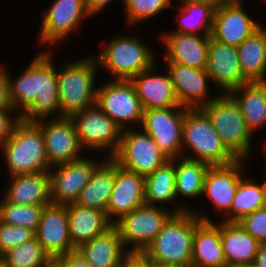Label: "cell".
<instances>
[{
	"label": "cell",
	"instance_id": "cell-45",
	"mask_svg": "<svg viewBox=\"0 0 266 267\" xmlns=\"http://www.w3.org/2000/svg\"><path fill=\"white\" fill-rule=\"evenodd\" d=\"M62 267H92L78 249L57 258Z\"/></svg>",
	"mask_w": 266,
	"mask_h": 267
},
{
	"label": "cell",
	"instance_id": "cell-26",
	"mask_svg": "<svg viewBox=\"0 0 266 267\" xmlns=\"http://www.w3.org/2000/svg\"><path fill=\"white\" fill-rule=\"evenodd\" d=\"M69 236L77 249L92 238L104 234L113 224L106 212L72 203L67 205Z\"/></svg>",
	"mask_w": 266,
	"mask_h": 267
},
{
	"label": "cell",
	"instance_id": "cell-25",
	"mask_svg": "<svg viewBox=\"0 0 266 267\" xmlns=\"http://www.w3.org/2000/svg\"><path fill=\"white\" fill-rule=\"evenodd\" d=\"M194 267H226L221 241V221H201L195 229L192 244Z\"/></svg>",
	"mask_w": 266,
	"mask_h": 267
},
{
	"label": "cell",
	"instance_id": "cell-20",
	"mask_svg": "<svg viewBox=\"0 0 266 267\" xmlns=\"http://www.w3.org/2000/svg\"><path fill=\"white\" fill-rule=\"evenodd\" d=\"M243 4H221L215 9L211 36L238 47L262 25L245 12Z\"/></svg>",
	"mask_w": 266,
	"mask_h": 267
},
{
	"label": "cell",
	"instance_id": "cell-6",
	"mask_svg": "<svg viewBox=\"0 0 266 267\" xmlns=\"http://www.w3.org/2000/svg\"><path fill=\"white\" fill-rule=\"evenodd\" d=\"M221 136L225 147L237 159H250L253 150L252 137L246 126L239 104L229 93H220L201 108Z\"/></svg>",
	"mask_w": 266,
	"mask_h": 267
},
{
	"label": "cell",
	"instance_id": "cell-47",
	"mask_svg": "<svg viewBox=\"0 0 266 267\" xmlns=\"http://www.w3.org/2000/svg\"><path fill=\"white\" fill-rule=\"evenodd\" d=\"M254 267H266V243H260L253 262Z\"/></svg>",
	"mask_w": 266,
	"mask_h": 267
},
{
	"label": "cell",
	"instance_id": "cell-38",
	"mask_svg": "<svg viewBox=\"0 0 266 267\" xmlns=\"http://www.w3.org/2000/svg\"><path fill=\"white\" fill-rule=\"evenodd\" d=\"M44 206L46 205H17L8 202L3 197L0 201V222L36 231Z\"/></svg>",
	"mask_w": 266,
	"mask_h": 267
},
{
	"label": "cell",
	"instance_id": "cell-32",
	"mask_svg": "<svg viewBox=\"0 0 266 267\" xmlns=\"http://www.w3.org/2000/svg\"><path fill=\"white\" fill-rule=\"evenodd\" d=\"M261 183L245 173L238 183L231 210L224 216L223 221L238 222L245 215L265 207L266 179Z\"/></svg>",
	"mask_w": 266,
	"mask_h": 267
},
{
	"label": "cell",
	"instance_id": "cell-10",
	"mask_svg": "<svg viewBox=\"0 0 266 267\" xmlns=\"http://www.w3.org/2000/svg\"><path fill=\"white\" fill-rule=\"evenodd\" d=\"M85 151L104 152L112 158L117 152L122 129L96 104L71 116ZM107 150V153H106Z\"/></svg>",
	"mask_w": 266,
	"mask_h": 267
},
{
	"label": "cell",
	"instance_id": "cell-3",
	"mask_svg": "<svg viewBox=\"0 0 266 267\" xmlns=\"http://www.w3.org/2000/svg\"><path fill=\"white\" fill-rule=\"evenodd\" d=\"M144 42L139 35H115L95 55L98 68L109 72L115 78L111 80L130 81L158 61L156 51Z\"/></svg>",
	"mask_w": 266,
	"mask_h": 267
},
{
	"label": "cell",
	"instance_id": "cell-41",
	"mask_svg": "<svg viewBox=\"0 0 266 267\" xmlns=\"http://www.w3.org/2000/svg\"><path fill=\"white\" fill-rule=\"evenodd\" d=\"M260 243H266V206L238 221Z\"/></svg>",
	"mask_w": 266,
	"mask_h": 267
},
{
	"label": "cell",
	"instance_id": "cell-19",
	"mask_svg": "<svg viewBox=\"0 0 266 267\" xmlns=\"http://www.w3.org/2000/svg\"><path fill=\"white\" fill-rule=\"evenodd\" d=\"M180 106L188 109L202 108L216 97L209 96L210 77L206 69L165 63Z\"/></svg>",
	"mask_w": 266,
	"mask_h": 267
},
{
	"label": "cell",
	"instance_id": "cell-9",
	"mask_svg": "<svg viewBox=\"0 0 266 267\" xmlns=\"http://www.w3.org/2000/svg\"><path fill=\"white\" fill-rule=\"evenodd\" d=\"M112 159L122 168L143 177L170 160L142 128L122 130L119 148Z\"/></svg>",
	"mask_w": 266,
	"mask_h": 267
},
{
	"label": "cell",
	"instance_id": "cell-52",
	"mask_svg": "<svg viewBox=\"0 0 266 267\" xmlns=\"http://www.w3.org/2000/svg\"><path fill=\"white\" fill-rule=\"evenodd\" d=\"M226 267H254L253 264H235Z\"/></svg>",
	"mask_w": 266,
	"mask_h": 267
},
{
	"label": "cell",
	"instance_id": "cell-11",
	"mask_svg": "<svg viewBox=\"0 0 266 267\" xmlns=\"http://www.w3.org/2000/svg\"><path fill=\"white\" fill-rule=\"evenodd\" d=\"M51 51L43 49L35 56V100L21 114L27 122L60 118L61 110L58 98L57 66ZM54 114V115H53ZM52 115V116H51Z\"/></svg>",
	"mask_w": 266,
	"mask_h": 267
},
{
	"label": "cell",
	"instance_id": "cell-39",
	"mask_svg": "<svg viewBox=\"0 0 266 267\" xmlns=\"http://www.w3.org/2000/svg\"><path fill=\"white\" fill-rule=\"evenodd\" d=\"M174 0H124L126 23L129 26L139 25L140 22L157 16L166 8L173 7ZM139 23V24H138Z\"/></svg>",
	"mask_w": 266,
	"mask_h": 267
},
{
	"label": "cell",
	"instance_id": "cell-22",
	"mask_svg": "<svg viewBox=\"0 0 266 267\" xmlns=\"http://www.w3.org/2000/svg\"><path fill=\"white\" fill-rule=\"evenodd\" d=\"M210 36L162 32L159 37L165 47L163 59L166 63L206 69Z\"/></svg>",
	"mask_w": 266,
	"mask_h": 267
},
{
	"label": "cell",
	"instance_id": "cell-27",
	"mask_svg": "<svg viewBox=\"0 0 266 267\" xmlns=\"http://www.w3.org/2000/svg\"><path fill=\"white\" fill-rule=\"evenodd\" d=\"M229 94L239 104L252 135L266 127V81L246 82L232 89Z\"/></svg>",
	"mask_w": 266,
	"mask_h": 267
},
{
	"label": "cell",
	"instance_id": "cell-13",
	"mask_svg": "<svg viewBox=\"0 0 266 267\" xmlns=\"http://www.w3.org/2000/svg\"><path fill=\"white\" fill-rule=\"evenodd\" d=\"M88 17L92 16L86 9L85 0L52 1L50 8L42 13L39 45L52 48L61 44Z\"/></svg>",
	"mask_w": 266,
	"mask_h": 267
},
{
	"label": "cell",
	"instance_id": "cell-5",
	"mask_svg": "<svg viewBox=\"0 0 266 267\" xmlns=\"http://www.w3.org/2000/svg\"><path fill=\"white\" fill-rule=\"evenodd\" d=\"M188 150L190 153L186 154ZM182 156L205 162L210 166L228 165L237 160L225 147L221 136L201 108H186L182 132Z\"/></svg>",
	"mask_w": 266,
	"mask_h": 267
},
{
	"label": "cell",
	"instance_id": "cell-48",
	"mask_svg": "<svg viewBox=\"0 0 266 267\" xmlns=\"http://www.w3.org/2000/svg\"><path fill=\"white\" fill-rule=\"evenodd\" d=\"M180 1L207 3V4L214 6L215 8H217L219 5H221V0H180Z\"/></svg>",
	"mask_w": 266,
	"mask_h": 267
},
{
	"label": "cell",
	"instance_id": "cell-40",
	"mask_svg": "<svg viewBox=\"0 0 266 267\" xmlns=\"http://www.w3.org/2000/svg\"><path fill=\"white\" fill-rule=\"evenodd\" d=\"M35 237V231L23 226L7 225L0 222V257Z\"/></svg>",
	"mask_w": 266,
	"mask_h": 267
},
{
	"label": "cell",
	"instance_id": "cell-53",
	"mask_svg": "<svg viewBox=\"0 0 266 267\" xmlns=\"http://www.w3.org/2000/svg\"><path fill=\"white\" fill-rule=\"evenodd\" d=\"M0 267H7L6 264L0 259Z\"/></svg>",
	"mask_w": 266,
	"mask_h": 267
},
{
	"label": "cell",
	"instance_id": "cell-46",
	"mask_svg": "<svg viewBox=\"0 0 266 267\" xmlns=\"http://www.w3.org/2000/svg\"><path fill=\"white\" fill-rule=\"evenodd\" d=\"M112 1L114 0H85V6L87 11L93 17L102 12L106 6L110 7L109 5L113 3ZM122 1L124 2V0Z\"/></svg>",
	"mask_w": 266,
	"mask_h": 267
},
{
	"label": "cell",
	"instance_id": "cell-14",
	"mask_svg": "<svg viewBox=\"0 0 266 267\" xmlns=\"http://www.w3.org/2000/svg\"><path fill=\"white\" fill-rule=\"evenodd\" d=\"M43 134L47 157L51 167L83 158L85 151L80 144L71 117L43 119L36 122Z\"/></svg>",
	"mask_w": 266,
	"mask_h": 267
},
{
	"label": "cell",
	"instance_id": "cell-21",
	"mask_svg": "<svg viewBox=\"0 0 266 267\" xmlns=\"http://www.w3.org/2000/svg\"><path fill=\"white\" fill-rule=\"evenodd\" d=\"M206 72L211 83L220 88V93H229L243 84V74L235 46L209 38Z\"/></svg>",
	"mask_w": 266,
	"mask_h": 267
},
{
	"label": "cell",
	"instance_id": "cell-49",
	"mask_svg": "<svg viewBox=\"0 0 266 267\" xmlns=\"http://www.w3.org/2000/svg\"><path fill=\"white\" fill-rule=\"evenodd\" d=\"M40 267H62V265L58 259L51 258L48 262Z\"/></svg>",
	"mask_w": 266,
	"mask_h": 267
},
{
	"label": "cell",
	"instance_id": "cell-36",
	"mask_svg": "<svg viewBox=\"0 0 266 267\" xmlns=\"http://www.w3.org/2000/svg\"><path fill=\"white\" fill-rule=\"evenodd\" d=\"M31 61L15 80L9 73V98L12 107L20 115L34 102L36 96L35 57Z\"/></svg>",
	"mask_w": 266,
	"mask_h": 267
},
{
	"label": "cell",
	"instance_id": "cell-23",
	"mask_svg": "<svg viewBox=\"0 0 266 267\" xmlns=\"http://www.w3.org/2000/svg\"><path fill=\"white\" fill-rule=\"evenodd\" d=\"M156 64L130 80L144 110L180 106L168 72H155Z\"/></svg>",
	"mask_w": 266,
	"mask_h": 267
},
{
	"label": "cell",
	"instance_id": "cell-43",
	"mask_svg": "<svg viewBox=\"0 0 266 267\" xmlns=\"http://www.w3.org/2000/svg\"><path fill=\"white\" fill-rule=\"evenodd\" d=\"M119 267H155V264L143 252L128 251Z\"/></svg>",
	"mask_w": 266,
	"mask_h": 267
},
{
	"label": "cell",
	"instance_id": "cell-12",
	"mask_svg": "<svg viewBox=\"0 0 266 267\" xmlns=\"http://www.w3.org/2000/svg\"><path fill=\"white\" fill-rule=\"evenodd\" d=\"M186 108L144 110L141 127L170 160L182 157V132Z\"/></svg>",
	"mask_w": 266,
	"mask_h": 267
},
{
	"label": "cell",
	"instance_id": "cell-15",
	"mask_svg": "<svg viewBox=\"0 0 266 267\" xmlns=\"http://www.w3.org/2000/svg\"><path fill=\"white\" fill-rule=\"evenodd\" d=\"M101 162L102 160L97 162L91 157H83L52 167L49 171L52 203L62 205L75 203Z\"/></svg>",
	"mask_w": 266,
	"mask_h": 267
},
{
	"label": "cell",
	"instance_id": "cell-29",
	"mask_svg": "<svg viewBox=\"0 0 266 267\" xmlns=\"http://www.w3.org/2000/svg\"><path fill=\"white\" fill-rule=\"evenodd\" d=\"M77 249L92 267H119L122 257L128 252L114 225Z\"/></svg>",
	"mask_w": 266,
	"mask_h": 267
},
{
	"label": "cell",
	"instance_id": "cell-30",
	"mask_svg": "<svg viewBox=\"0 0 266 267\" xmlns=\"http://www.w3.org/2000/svg\"><path fill=\"white\" fill-rule=\"evenodd\" d=\"M239 64L246 82L266 81V27L262 25L238 47Z\"/></svg>",
	"mask_w": 266,
	"mask_h": 267
},
{
	"label": "cell",
	"instance_id": "cell-44",
	"mask_svg": "<svg viewBox=\"0 0 266 267\" xmlns=\"http://www.w3.org/2000/svg\"><path fill=\"white\" fill-rule=\"evenodd\" d=\"M0 65V109L13 108L9 98V72Z\"/></svg>",
	"mask_w": 266,
	"mask_h": 267
},
{
	"label": "cell",
	"instance_id": "cell-8",
	"mask_svg": "<svg viewBox=\"0 0 266 267\" xmlns=\"http://www.w3.org/2000/svg\"><path fill=\"white\" fill-rule=\"evenodd\" d=\"M105 83L97 88L95 104L122 130L141 127L144 108L131 81L108 80Z\"/></svg>",
	"mask_w": 266,
	"mask_h": 267
},
{
	"label": "cell",
	"instance_id": "cell-28",
	"mask_svg": "<svg viewBox=\"0 0 266 267\" xmlns=\"http://www.w3.org/2000/svg\"><path fill=\"white\" fill-rule=\"evenodd\" d=\"M221 241L227 266L253 264L260 242L239 222L221 221Z\"/></svg>",
	"mask_w": 266,
	"mask_h": 267
},
{
	"label": "cell",
	"instance_id": "cell-7",
	"mask_svg": "<svg viewBox=\"0 0 266 267\" xmlns=\"http://www.w3.org/2000/svg\"><path fill=\"white\" fill-rule=\"evenodd\" d=\"M177 206L171 211L169 208L144 204L124 215L114 226L118 229L125 249L143 252L173 214L193 211L187 204Z\"/></svg>",
	"mask_w": 266,
	"mask_h": 267
},
{
	"label": "cell",
	"instance_id": "cell-35",
	"mask_svg": "<svg viewBox=\"0 0 266 267\" xmlns=\"http://www.w3.org/2000/svg\"><path fill=\"white\" fill-rule=\"evenodd\" d=\"M208 165L205 162L185 157L175 158L176 197L196 199L203 193V184Z\"/></svg>",
	"mask_w": 266,
	"mask_h": 267
},
{
	"label": "cell",
	"instance_id": "cell-1",
	"mask_svg": "<svg viewBox=\"0 0 266 267\" xmlns=\"http://www.w3.org/2000/svg\"><path fill=\"white\" fill-rule=\"evenodd\" d=\"M200 214L196 210L173 214L143 253L155 265L191 264L196 226L212 221L206 213Z\"/></svg>",
	"mask_w": 266,
	"mask_h": 267
},
{
	"label": "cell",
	"instance_id": "cell-37",
	"mask_svg": "<svg viewBox=\"0 0 266 267\" xmlns=\"http://www.w3.org/2000/svg\"><path fill=\"white\" fill-rule=\"evenodd\" d=\"M0 259L7 267H40L51 258L36 237L8 250Z\"/></svg>",
	"mask_w": 266,
	"mask_h": 267
},
{
	"label": "cell",
	"instance_id": "cell-51",
	"mask_svg": "<svg viewBox=\"0 0 266 267\" xmlns=\"http://www.w3.org/2000/svg\"><path fill=\"white\" fill-rule=\"evenodd\" d=\"M244 0H221V4H243Z\"/></svg>",
	"mask_w": 266,
	"mask_h": 267
},
{
	"label": "cell",
	"instance_id": "cell-31",
	"mask_svg": "<svg viewBox=\"0 0 266 267\" xmlns=\"http://www.w3.org/2000/svg\"><path fill=\"white\" fill-rule=\"evenodd\" d=\"M115 179V161L107 156L96 167L76 204L106 212Z\"/></svg>",
	"mask_w": 266,
	"mask_h": 267
},
{
	"label": "cell",
	"instance_id": "cell-42",
	"mask_svg": "<svg viewBox=\"0 0 266 267\" xmlns=\"http://www.w3.org/2000/svg\"><path fill=\"white\" fill-rule=\"evenodd\" d=\"M14 112H16L14 108L0 109V146L11 137L17 123L21 120L20 113Z\"/></svg>",
	"mask_w": 266,
	"mask_h": 267
},
{
	"label": "cell",
	"instance_id": "cell-4",
	"mask_svg": "<svg viewBox=\"0 0 266 267\" xmlns=\"http://www.w3.org/2000/svg\"><path fill=\"white\" fill-rule=\"evenodd\" d=\"M61 67L57 68L61 117H71L74 113L95 105L98 63L95 56L91 55Z\"/></svg>",
	"mask_w": 266,
	"mask_h": 267
},
{
	"label": "cell",
	"instance_id": "cell-17",
	"mask_svg": "<svg viewBox=\"0 0 266 267\" xmlns=\"http://www.w3.org/2000/svg\"><path fill=\"white\" fill-rule=\"evenodd\" d=\"M35 237L50 258L57 259L74 250L69 236L67 205L44 206Z\"/></svg>",
	"mask_w": 266,
	"mask_h": 267
},
{
	"label": "cell",
	"instance_id": "cell-34",
	"mask_svg": "<svg viewBox=\"0 0 266 267\" xmlns=\"http://www.w3.org/2000/svg\"><path fill=\"white\" fill-rule=\"evenodd\" d=\"M173 8L180 10L176 13L178 29L166 32H179L194 35H211L214 21L215 7L207 3L180 1ZM177 30V31H176ZM200 31L202 32L200 34Z\"/></svg>",
	"mask_w": 266,
	"mask_h": 267
},
{
	"label": "cell",
	"instance_id": "cell-18",
	"mask_svg": "<svg viewBox=\"0 0 266 267\" xmlns=\"http://www.w3.org/2000/svg\"><path fill=\"white\" fill-rule=\"evenodd\" d=\"M145 204V177L115 162V179L106 215L114 225L124 215Z\"/></svg>",
	"mask_w": 266,
	"mask_h": 267
},
{
	"label": "cell",
	"instance_id": "cell-2",
	"mask_svg": "<svg viewBox=\"0 0 266 267\" xmlns=\"http://www.w3.org/2000/svg\"><path fill=\"white\" fill-rule=\"evenodd\" d=\"M9 176L49 172L44 134L36 122L21 119L11 137L0 146Z\"/></svg>",
	"mask_w": 266,
	"mask_h": 267
},
{
	"label": "cell",
	"instance_id": "cell-24",
	"mask_svg": "<svg viewBox=\"0 0 266 267\" xmlns=\"http://www.w3.org/2000/svg\"><path fill=\"white\" fill-rule=\"evenodd\" d=\"M4 197L17 205H48L51 201L49 172L31 173L9 177Z\"/></svg>",
	"mask_w": 266,
	"mask_h": 267
},
{
	"label": "cell",
	"instance_id": "cell-50",
	"mask_svg": "<svg viewBox=\"0 0 266 267\" xmlns=\"http://www.w3.org/2000/svg\"><path fill=\"white\" fill-rule=\"evenodd\" d=\"M155 267H194L192 264L155 265Z\"/></svg>",
	"mask_w": 266,
	"mask_h": 267
},
{
	"label": "cell",
	"instance_id": "cell-16",
	"mask_svg": "<svg viewBox=\"0 0 266 267\" xmlns=\"http://www.w3.org/2000/svg\"><path fill=\"white\" fill-rule=\"evenodd\" d=\"M244 159H237L228 165L209 166L204 178L203 193L214 206L213 210L224 217L232 207L238 183L245 175ZM245 164V165H244Z\"/></svg>",
	"mask_w": 266,
	"mask_h": 267
},
{
	"label": "cell",
	"instance_id": "cell-33",
	"mask_svg": "<svg viewBox=\"0 0 266 267\" xmlns=\"http://www.w3.org/2000/svg\"><path fill=\"white\" fill-rule=\"evenodd\" d=\"M176 199L174 158L145 177V204L160 207L165 204L166 208L170 203H174Z\"/></svg>",
	"mask_w": 266,
	"mask_h": 267
},
{
	"label": "cell",
	"instance_id": "cell-54",
	"mask_svg": "<svg viewBox=\"0 0 266 267\" xmlns=\"http://www.w3.org/2000/svg\"><path fill=\"white\" fill-rule=\"evenodd\" d=\"M264 147H265V148H263V149L265 150V154H266V146H265V144H264ZM265 159H266V158H265ZM265 161H266V160H265Z\"/></svg>",
	"mask_w": 266,
	"mask_h": 267
}]
</instances>
